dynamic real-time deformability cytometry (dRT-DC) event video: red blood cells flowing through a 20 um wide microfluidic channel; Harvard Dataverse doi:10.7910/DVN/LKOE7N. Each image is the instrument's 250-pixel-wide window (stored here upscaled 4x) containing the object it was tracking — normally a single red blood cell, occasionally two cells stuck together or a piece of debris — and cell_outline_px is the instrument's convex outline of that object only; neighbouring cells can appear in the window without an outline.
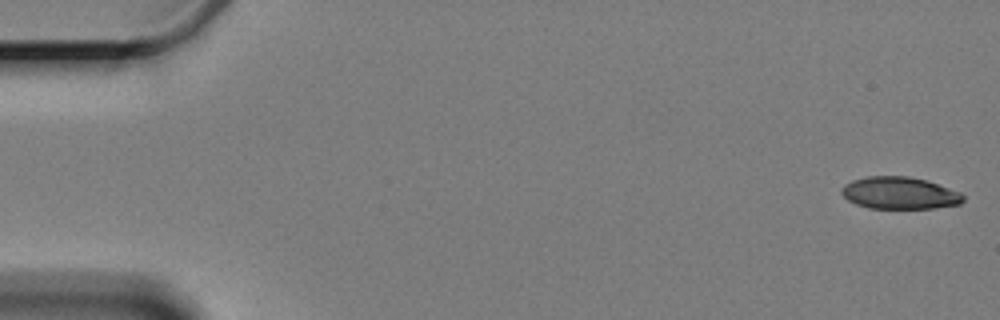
{"species": "Egyptian fruit bat (a non-hibernating species)", "species_latin": "Rousettus aegyptiacus", "temperature_condition": "cold", "stored_images_in_passage": 6, "camera_frame_rate_fps": 3000, "um_per_image_px": 0.085, "animal": {"sex": "female"}, "frame": {"image": 1, "passage_image": 1, "time_ms": 0.0, "image_size_px": [1000, 320], "cell_outline_px": [[964, 200], [960, 204], [936, 208], [868, 208], [856, 204], [848, 200], [840, 192], [852, 180], [868, 176], [908, 176], [924, 180], [960, 192], [964, 196]], "centroid_in_image_um": [76.48, 16.42], "position_along_channel_um": 8.5, "area_um2": 22.48}}
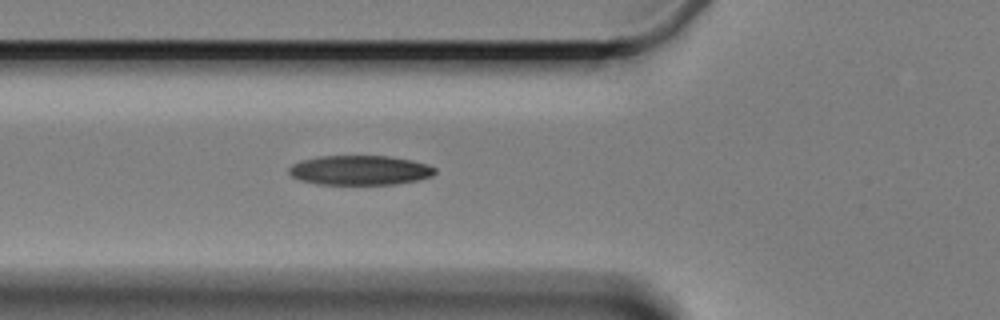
{"frame": {"image": 2, "passage_image": 6, "time_ms": 6.667, "image_size_px": [1000, 320], "cell_outline_px": [[436, 172], [432, 176], [416, 180], [396, 184], [316, 184], [300, 180], [292, 176], [288, 172], [288, 168], [292, 164], [304, 160], [320, 156], [388, 156], [412, 160], [436, 168]], "centroid_in_image_um": [30.57, 14.47], "position_along_channel_um": 95.2, "area_um2": 25.03}}